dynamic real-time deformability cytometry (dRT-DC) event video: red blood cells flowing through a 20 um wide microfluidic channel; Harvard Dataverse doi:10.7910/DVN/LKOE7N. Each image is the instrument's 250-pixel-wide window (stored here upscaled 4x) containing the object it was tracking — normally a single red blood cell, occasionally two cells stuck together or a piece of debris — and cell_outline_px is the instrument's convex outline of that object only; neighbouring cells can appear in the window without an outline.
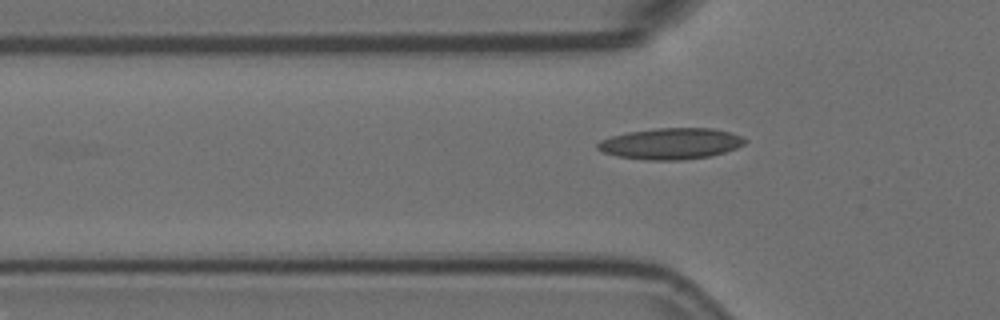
{"species": "Egyptian fruit bat (a non-hibernating species)", "species_latin": "Rousettus aegyptiacus", "temperature_condition": "room temperature", "stored_images_in_passage": 6, "segment_of_instrument_passage": [2, 2], "camera_frame_rate_fps": 3000, "um_per_image_px": 0.085, "animal": {"sex": "female"}, "frame": {"image": 1, "passage_image": 6, "time_ms": 1.667, "image_size_px": [1000, 320], "cell_outline_px": [[748, 140], [744, 144], [736, 148], [724, 152], [708, 156], [680, 160], [648, 160], [616, 156], [604, 152], [596, 148], [596, 144], [600, 140], [612, 136], [628, 132], [656, 128], [712, 128], [728, 132], [740, 136]], "centroid_in_image_um": [57.0, 12.21], "position_along_channel_um": 68.8, "area_um2": 26.59}}